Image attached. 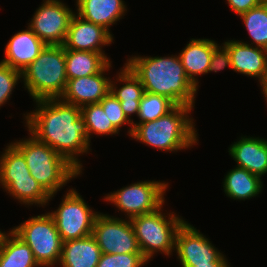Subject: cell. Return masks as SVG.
Wrapping results in <instances>:
<instances>
[{"label":"cell","mask_w":267,"mask_h":267,"mask_svg":"<svg viewBox=\"0 0 267 267\" xmlns=\"http://www.w3.org/2000/svg\"><path fill=\"white\" fill-rule=\"evenodd\" d=\"M99 213L92 235L105 254L142 253L131 220Z\"/></svg>","instance_id":"obj_10"},{"label":"cell","mask_w":267,"mask_h":267,"mask_svg":"<svg viewBox=\"0 0 267 267\" xmlns=\"http://www.w3.org/2000/svg\"><path fill=\"white\" fill-rule=\"evenodd\" d=\"M175 106L176 105L167 97L144 92L139 104L137 116L139 118V122L137 123L154 121L161 116L166 115Z\"/></svg>","instance_id":"obj_29"},{"label":"cell","mask_w":267,"mask_h":267,"mask_svg":"<svg viewBox=\"0 0 267 267\" xmlns=\"http://www.w3.org/2000/svg\"><path fill=\"white\" fill-rule=\"evenodd\" d=\"M211 39H190L179 54L189 80L198 88V75L208 74L214 49L218 46Z\"/></svg>","instance_id":"obj_19"},{"label":"cell","mask_w":267,"mask_h":267,"mask_svg":"<svg viewBox=\"0 0 267 267\" xmlns=\"http://www.w3.org/2000/svg\"><path fill=\"white\" fill-rule=\"evenodd\" d=\"M260 87H262V93L267 102V74H266L265 80L260 84Z\"/></svg>","instance_id":"obj_35"},{"label":"cell","mask_w":267,"mask_h":267,"mask_svg":"<svg viewBox=\"0 0 267 267\" xmlns=\"http://www.w3.org/2000/svg\"><path fill=\"white\" fill-rule=\"evenodd\" d=\"M229 147V155L253 175L262 177L267 174V140L259 137L241 136Z\"/></svg>","instance_id":"obj_16"},{"label":"cell","mask_w":267,"mask_h":267,"mask_svg":"<svg viewBox=\"0 0 267 267\" xmlns=\"http://www.w3.org/2000/svg\"><path fill=\"white\" fill-rule=\"evenodd\" d=\"M226 67L231 68L230 54L228 49L223 44L222 46L218 45L213 51L208 73H216L224 70Z\"/></svg>","instance_id":"obj_33"},{"label":"cell","mask_w":267,"mask_h":267,"mask_svg":"<svg viewBox=\"0 0 267 267\" xmlns=\"http://www.w3.org/2000/svg\"><path fill=\"white\" fill-rule=\"evenodd\" d=\"M108 63L109 61L101 53L65 50L67 79L99 73Z\"/></svg>","instance_id":"obj_24"},{"label":"cell","mask_w":267,"mask_h":267,"mask_svg":"<svg viewBox=\"0 0 267 267\" xmlns=\"http://www.w3.org/2000/svg\"><path fill=\"white\" fill-rule=\"evenodd\" d=\"M194 267H230L228 264H202Z\"/></svg>","instance_id":"obj_36"},{"label":"cell","mask_w":267,"mask_h":267,"mask_svg":"<svg viewBox=\"0 0 267 267\" xmlns=\"http://www.w3.org/2000/svg\"><path fill=\"white\" fill-rule=\"evenodd\" d=\"M99 104L103 107V110L107 114L109 120L119 132L121 130V127L124 126V124H127L130 125L127 133L129 136L132 135L133 132L132 122H130L124 115L120 101L111 92H109L99 102Z\"/></svg>","instance_id":"obj_30"},{"label":"cell","mask_w":267,"mask_h":267,"mask_svg":"<svg viewBox=\"0 0 267 267\" xmlns=\"http://www.w3.org/2000/svg\"><path fill=\"white\" fill-rule=\"evenodd\" d=\"M162 207L163 205L153 212L130 219L140 250L148 261L155 253L172 255L177 231L185 222L181 216L171 211L166 216Z\"/></svg>","instance_id":"obj_6"},{"label":"cell","mask_w":267,"mask_h":267,"mask_svg":"<svg viewBox=\"0 0 267 267\" xmlns=\"http://www.w3.org/2000/svg\"><path fill=\"white\" fill-rule=\"evenodd\" d=\"M239 17L252 38L250 45L261 47L267 50V4H259Z\"/></svg>","instance_id":"obj_27"},{"label":"cell","mask_w":267,"mask_h":267,"mask_svg":"<svg viewBox=\"0 0 267 267\" xmlns=\"http://www.w3.org/2000/svg\"><path fill=\"white\" fill-rule=\"evenodd\" d=\"M29 136L11 144L24 156L31 176L52 200L63 186L81 173L46 143L37 140L30 133Z\"/></svg>","instance_id":"obj_4"},{"label":"cell","mask_w":267,"mask_h":267,"mask_svg":"<svg viewBox=\"0 0 267 267\" xmlns=\"http://www.w3.org/2000/svg\"><path fill=\"white\" fill-rule=\"evenodd\" d=\"M113 38L112 33L103 26L84 20L74 13L63 46L65 50L101 53L110 62L102 46L112 44Z\"/></svg>","instance_id":"obj_13"},{"label":"cell","mask_w":267,"mask_h":267,"mask_svg":"<svg viewBox=\"0 0 267 267\" xmlns=\"http://www.w3.org/2000/svg\"><path fill=\"white\" fill-rule=\"evenodd\" d=\"M125 64L140 79L145 92L167 97L175 105L195 106L198 88L189 80L179 55H137Z\"/></svg>","instance_id":"obj_2"},{"label":"cell","mask_w":267,"mask_h":267,"mask_svg":"<svg viewBox=\"0 0 267 267\" xmlns=\"http://www.w3.org/2000/svg\"><path fill=\"white\" fill-rule=\"evenodd\" d=\"M56 211L48 212L54 219L63 242L84 238L92 234L94 212L76 189H69Z\"/></svg>","instance_id":"obj_9"},{"label":"cell","mask_w":267,"mask_h":267,"mask_svg":"<svg viewBox=\"0 0 267 267\" xmlns=\"http://www.w3.org/2000/svg\"><path fill=\"white\" fill-rule=\"evenodd\" d=\"M45 46L46 44L28 26L26 30L19 31L11 37L5 46V58L1 62L22 73Z\"/></svg>","instance_id":"obj_17"},{"label":"cell","mask_w":267,"mask_h":267,"mask_svg":"<svg viewBox=\"0 0 267 267\" xmlns=\"http://www.w3.org/2000/svg\"><path fill=\"white\" fill-rule=\"evenodd\" d=\"M101 249L93 235L63 242L59 264L61 267H97Z\"/></svg>","instance_id":"obj_21"},{"label":"cell","mask_w":267,"mask_h":267,"mask_svg":"<svg viewBox=\"0 0 267 267\" xmlns=\"http://www.w3.org/2000/svg\"><path fill=\"white\" fill-rule=\"evenodd\" d=\"M263 188L262 179L244 168L235 167L227 172L223 181V190L227 197L234 200H246L256 197Z\"/></svg>","instance_id":"obj_23"},{"label":"cell","mask_w":267,"mask_h":267,"mask_svg":"<svg viewBox=\"0 0 267 267\" xmlns=\"http://www.w3.org/2000/svg\"><path fill=\"white\" fill-rule=\"evenodd\" d=\"M168 186V182L164 181H140L106 194L103 199L114 204L119 211L126 213L127 219H131L160 208L165 203L164 195Z\"/></svg>","instance_id":"obj_8"},{"label":"cell","mask_w":267,"mask_h":267,"mask_svg":"<svg viewBox=\"0 0 267 267\" xmlns=\"http://www.w3.org/2000/svg\"><path fill=\"white\" fill-rule=\"evenodd\" d=\"M182 267L202 264H229L224 256L199 230L188 222L178 229L175 250Z\"/></svg>","instance_id":"obj_11"},{"label":"cell","mask_w":267,"mask_h":267,"mask_svg":"<svg viewBox=\"0 0 267 267\" xmlns=\"http://www.w3.org/2000/svg\"><path fill=\"white\" fill-rule=\"evenodd\" d=\"M148 260L142 253L105 254L102 253L97 267H142Z\"/></svg>","instance_id":"obj_31"},{"label":"cell","mask_w":267,"mask_h":267,"mask_svg":"<svg viewBox=\"0 0 267 267\" xmlns=\"http://www.w3.org/2000/svg\"><path fill=\"white\" fill-rule=\"evenodd\" d=\"M229 4L231 10L234 13L241 15L244 12H247L251 8L257 7L260 3L258 0H226Z\"/></svg>","instance_id":"obj_34"},{"label":"cell","mask_w":267,"mask_h":267,"mask_svg":"<svg viewBox=\"0 0 267 267\" xmlns=\"http://www.w3.org/2000/svg\"><path fill=\"white\" fill-rule=\"evenodd\" d=\"M21 80V72L0 62V108L10 100L12 91Z\"/></svg>","instance_id":"obj_32"},{"label":"cell","mask_w":267,"mask_h":267,"mask_svg":"<svg viewBox=\"0 0 267 267\" xmlns=\"http://www.w3.org/2000/svg\"><path fill=\"white\" fill-rule=\"evenodd\" d=\"M222 44L228 49L233 71L247 77H256L260 84L265 80L267 74L266 49L234 39L227 40Z\"/></svg>","instance_id":"obj_15"},{"label":"cell","mask_w":267,"mask_h":267,"mask_svg":"<svg viewBox=\"0 0 267 267\" xmlns=\"http://www.w3.org/2000/svg\"><path fill=\"white\" fill-rule=\"evenodd\" d=\"M11 230L30 247L40 267L59 264L63 241L49 213L29 217Z\"/></svg>","instance_id":"obj_7"},{"label":"cell","mask_w":267,"mask_h":267,"mask_svg":"<svg viewBox=\"0 0 267 267\" xmlns=\"http://www.w3.org/2000/svg\"><path fill=\"white\" fill-rule=\"evenodd\" d=\"M260 4H267V0H258Z\"/></svg>","instance_id":"obj_37"},{"label":"cell","mask_w":267,"mask_h":267,"mask_svg":"<svg viewBox=\"0 0 267 267\" xmlns=\"http://www.w3.org/2000/svg\"><path fill=\"white\" fill-rule=\"evenodd\" d=\"M0 155V185L5 190L13 178L32 177L24 156L10 143Z\"/></svg>","instance_id":"obj_26"},{"label":"cell","mask_w":267,"mask_h":267,"mask_svg":"<svg viewBox=\"0 0 267 267\" xmlns=\"http://www.w3.org/2000/svg\"><path fill=\"white\" fill-rule=\"evenodd\" d=\"M21 78L33 101L60 98L68 80L64 46L46 45L23 70Z\"/></svg>","instance_id":"obj_5"},{"label":"cell","mask_w":267,"mask_h":267,"mask_svg":"<svg viewBox=\"0 0 267 267\" xmlns=\"http://www.w3.org/2000/svg\"><path fill=\"white\" fill-rule=\"evenodd\" d=\"M74 13L60 0H43L28 26L46 45H63Z\"/></svg>","instance_id":"obj_12"},{"label":"cell","mask_w":267,"mask_h":267,"mask_svg":"<svg viewBox=\"0 0 267 267\" xmlns=\"http://www.w3.org/2000/svg\"><path fill=\"white\" fill-rule=\"evenodd\" d=\"M193 108L194 106L176 105L166 115L154 121L133 122L131 138L166 152L189 149L198 144L195 121L189 118Z\"/></svg>","instance_id":"obj_3"},{"label":"cell","mask_w":267,"mask_h":267,"mask_svg":"<svg viewBox=\"0 0 267 267\" xmlns=\"http://www.w3.org/2000/svg\"><path fill=\"white\" fill-rule=\"evenodd\" d=\"M111 62L99 73L68 79L66 88L60 99L80 108L85 105L99 103L110 92V81L112 79L104 75L112 67Z\"/></svg>","instance_id":"obj_14"},{"label":"cell","mask_w":267,"mask_h":267,"mask_svg":"<svg viewBox=\"0 0 267 267\" xmlns=\"http://www.w3.org/2000/svg\"><path fill=\"white\" fill-rule=\"evenodd\" d=\"M36 110L24 114L27 131L63 156L80 173L78 155L88 153L89 134L81 108L57 99L37 100Z\"/></svg>","instance_id":"obj_1"},{"label":"cell","mask_w":267,"mask_h":267,"mask_svg":"<svg viewBox=\"0 0 267 267\" xmlns=\"http://www.w3.org/2000/svg\"><path fill=\"white\" fill-rule=\"evenodd\" d=\"M76 7L78 16L109 32L111 25L122 19L127 11L123 0H76Z\"/></svg>","instance_id":"obj_18"},{"label":"cell","mask_w":267,"mask_h":267,"mask_svg":"<svg viewBox=\"0 0 267 267\" xmlns=\"http://www.w3.org/2000/svg\"><path fill=\"white\" fill-rule=\"evenodd\" d=\"M81 117L85 120L91 143V134L116 135L120 133L111 123L103 107L99 103L85 105L81 108Z\"/></svg>","instance_id":"obj_28"},{"label":"cell","mask_w":267,"mask_h":267,"mask_svg":"<svg viewBox=\"0 0 267 267\" xmlns=\"http://www.w3.org/2000/svg\"><path fill=\"white\" fill-rule=\"evenodd\" d=\"M117 81H110V92L120 101L121 108L127 119L133 123L132 114L138 116L140 100L144 94V87L140 79L124 64L116 75ZM123 85L118 89L115 83Z\"/></svg>","instance_id":"obj_20"},{"label":"cell","mask_w":267,"mask_h":267,"mask_svg":"<svg viewBox=\"0 0 267 267\" xmlns=\"http://www.w3.org/2000/svg\"><path fill=\"white\" fill-rule=\"evenodd\" d=\"M0 267H40L30 247L12 230L0 237Z\"/></svg>","instance_id":"obj_22"},{"label":"cell","mask_w":267,"mask_h":267,"mask_svg":"<svg viewBox=\"0 0 267 267\" xmlns=\"http://www.w3.org/2000/svg\"><path fill=\"white\" fill-rule=\"evenodd\" d=\"M5 191L28 206L35 204L43 207L50 201V195L33 177L13 178V182Z\"/></svg>","instance_id":"obj_25"}]
</instances>
